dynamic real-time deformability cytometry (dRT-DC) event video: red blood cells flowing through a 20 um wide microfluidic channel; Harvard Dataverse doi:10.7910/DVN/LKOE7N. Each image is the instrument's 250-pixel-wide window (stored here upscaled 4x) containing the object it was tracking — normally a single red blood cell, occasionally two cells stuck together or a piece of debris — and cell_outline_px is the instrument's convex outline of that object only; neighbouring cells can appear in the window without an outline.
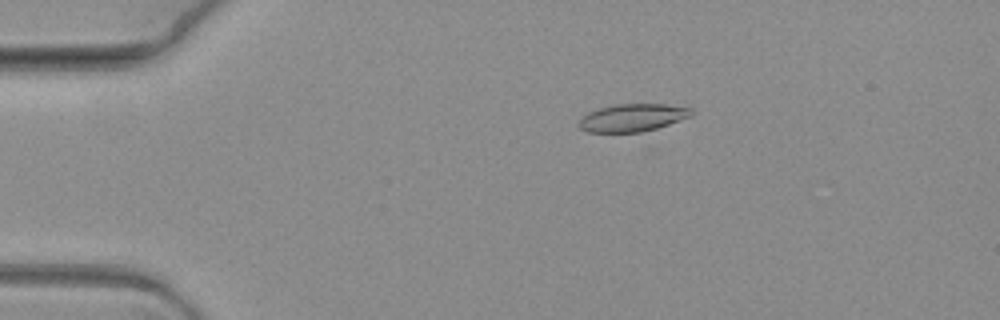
{"species": "common noctule bat (a hibernating species)", "species_latin": "Nyctalus noctula", "temperature_condition": "warm", "stored_images_in_passage": 5, "camera_frame_rate_fps": 3000, "um_per_image_px": 0.085, "animal": {"sex": "female", "body_mass_g": 19.3, "forearm_length_mm": 54.1}, "frame": {"image": 1, "passage_image": 1, "time_ms": 0.0, "image_size_px": [1000, 320], "cell_outline_px": [[692, 116], [656, 128], [640, 132], [588, 132], [580, 128], [580, 120], [588, 112], [600, 108], [616, 104], [664, 104], [692, 108]], "centroid_in_image_um": [53.78, 10.0], "position_along_channel_um": 31.2, "area_um2": 17.86}}
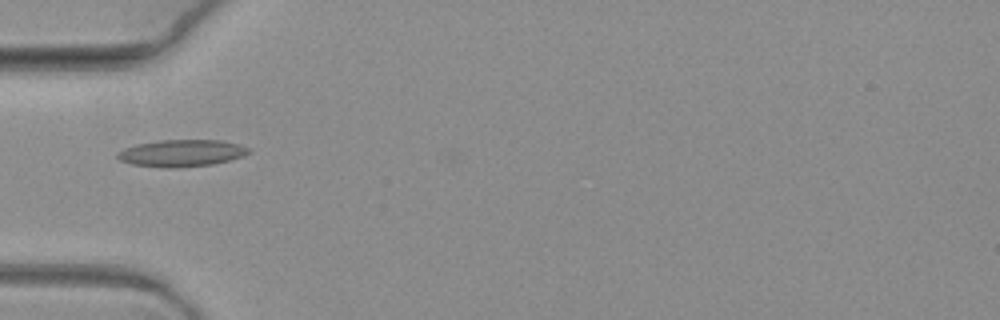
{"frame": {"image": 2, "passage_image": 3, "time_ms": 0.667, "image_size_px": [1000, 320], "cell_outline_px": [[252, 152], [244, 156], [212, 164], [176, 168], [164, 168], [132, 164], [120, 160], [116, 156], [116, 152], [124, 148], [136, 144], [160, 140], [220, 140], [240, 144], [248, 148]], "centroid_in_image_um": [15.42, 13.01], "position_along_channel_um": 69.6, "area_um2": 20.69}}
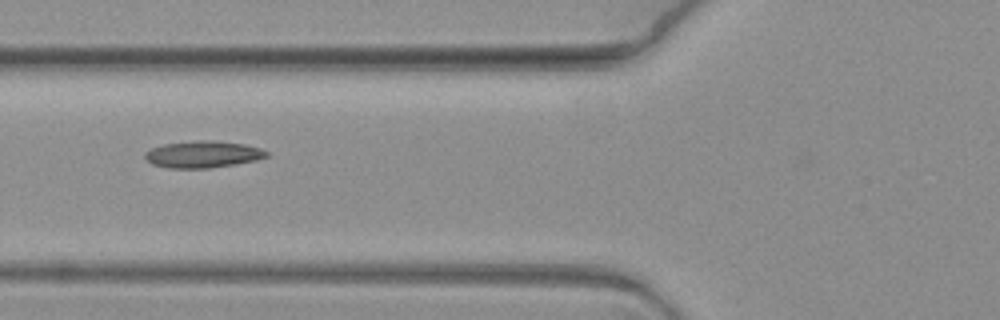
{"frame": {"image": 3, "passage_image": 4, "time_ms": 1.0, "image_size_px": [1000, 320], "cell_outline_px": [[268, 156], [256, 160], [236, 164], [208, 168], [168, 168], [152, 164], [144, 156], [144, 152], [152, 148], [164, 144], [196, 140], [208, 140], [244, 144], [260, 148], [268, 152]], "centroid_in_image_um": [17.24, 13.12], "position_along_channel_um": 108.6, "area_um2": 18.9}}